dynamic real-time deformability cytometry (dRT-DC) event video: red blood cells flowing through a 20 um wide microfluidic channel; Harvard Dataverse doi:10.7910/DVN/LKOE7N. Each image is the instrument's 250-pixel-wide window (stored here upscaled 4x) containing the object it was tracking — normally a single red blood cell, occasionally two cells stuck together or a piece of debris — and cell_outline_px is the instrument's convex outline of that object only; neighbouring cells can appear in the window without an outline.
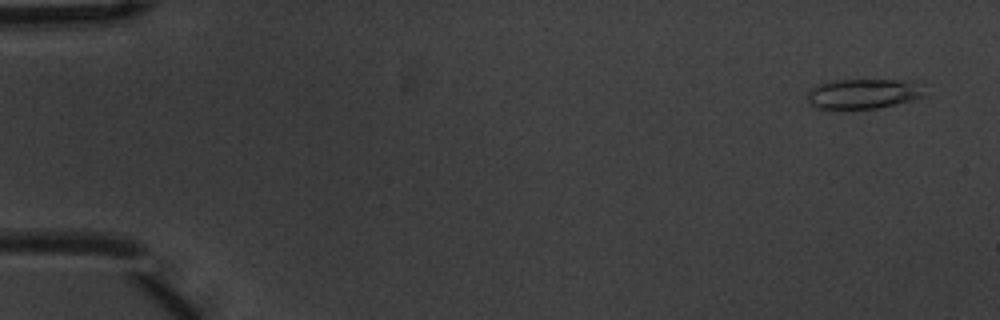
{"species": "common noctule bat (a hibernating species)", "species_latin": "Nyctalus noctula", "temperature_condition": "warm", "stored_images_in_passage": 5, "camera_frame_rate_fps": 3000, "um_per_image_px": 0.085, "animal": {"sex": "male", "body_mass_g": 20.1, "forearm_length_mm": 53.5}, "frame": {"image": 1, "passage_image": 1, "time_ms": 0.0, "image_size_px": [1000, 320], "cell_outline_px": [[924, 96], [912, 100], [896, 104], [876, 108], [816, 108], [808, 104], [808, 92], [812, 88], [820, 84], [836, 80], [916, 80]], "centroid_in_image_um": [73.38, 7.96], "position_along_channel_um": 11.6, "area_um2": 20.17}}